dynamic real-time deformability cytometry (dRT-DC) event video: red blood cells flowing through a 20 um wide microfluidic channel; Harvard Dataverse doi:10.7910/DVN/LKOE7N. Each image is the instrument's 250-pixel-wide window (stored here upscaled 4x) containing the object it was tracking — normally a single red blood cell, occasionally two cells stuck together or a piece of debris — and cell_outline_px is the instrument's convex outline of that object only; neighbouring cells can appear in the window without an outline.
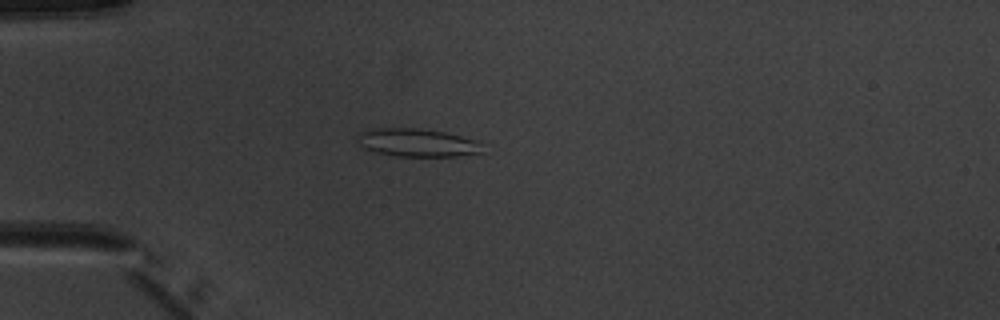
{"species": "common noctule bat (a hibernating species)", "species_latin": "Nyctalus noctula", "temperature_condition": "warm", "stored_images_in_passage": 3, "camera_frame_rate_fps": 3000, "um_per_image_px": 0.085, "animal": {"sex": "male", "body_mass_g": 20.1, "forearm_length_mm": 53.5}, "frame": {"image": 1, "passage_image": 2, "time_ms": 1.333, "image_size_px": [1000, 320], "cell_outline_px": [[480, 152], [456, 156], [396, 156], [376, 152], [364, 148], [356, 140], [356, 136], [360, 132], [376, 128], [420, 128], [444, 132], [476, 140]], "centroid_in_image_um": [35.36, 12.11], "position_along_channel_um": 49.6, "area_um2": 20.11}}